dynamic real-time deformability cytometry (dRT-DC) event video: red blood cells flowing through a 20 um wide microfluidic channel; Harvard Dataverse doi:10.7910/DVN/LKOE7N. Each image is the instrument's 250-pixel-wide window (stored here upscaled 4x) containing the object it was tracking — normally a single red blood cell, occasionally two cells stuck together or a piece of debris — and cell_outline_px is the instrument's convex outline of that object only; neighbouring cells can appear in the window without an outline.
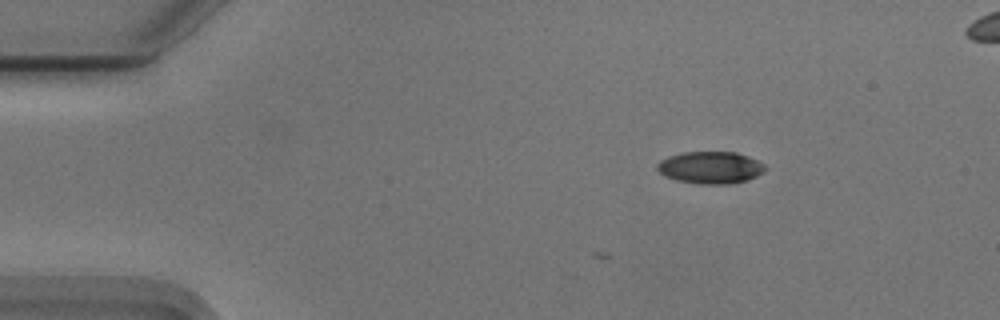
{"species": "Egyptian fruit bat (a non-hibernating species)", "species_latin": "Rousettus aegyptiacus", "temperature_condition": "cold", "stored_images_in_passage": 4, "camera_frame_rate_fps": 3000, "um_per_image_px": 0.085, "animal": {"sex": "male"}, "frame": {"image": 1, "passage_image": 1, "time_ms": 0.0, "image_size_px": [1000, 320], "cell_outline_px": [[768, 168], [764, 172], [756, 176], [732, 184], [696, 184], [676, 180], [664, 176], [656, 168], [656, 164], [660, 160], [668, 156], [680, 152], [736, 152], [748, 156], [764, 164]], "centroid_in_image_um": [60.36, 14.24], "position_along_channel_um": 24.6, "area_um2": 20.4}}